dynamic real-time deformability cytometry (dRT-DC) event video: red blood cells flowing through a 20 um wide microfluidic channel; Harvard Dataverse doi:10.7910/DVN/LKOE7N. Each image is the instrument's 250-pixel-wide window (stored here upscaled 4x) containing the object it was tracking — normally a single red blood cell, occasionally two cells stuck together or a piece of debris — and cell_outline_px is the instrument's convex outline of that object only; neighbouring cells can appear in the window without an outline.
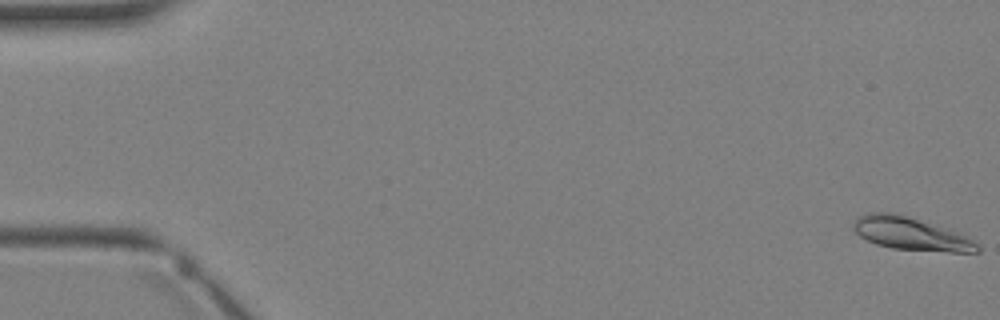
{"species": "Egyptian fruit bat (a non-hibernating species)", "species_latin": "Rousettus aegyptiacus", "temperature_condition": "warm", "stored_images_in_passage": 4, "camera_frame_rate_fps": 3000, "um_per_image_px": 0.085, "animal": {"sex": "female"}, "frame": {"image": 1, "passage_image": 1, "time_ms": 0.0, "image_size_px": [1000, 320], "cell_outline_px": [[980, 252], [948, 252], [892, 248], [876, 244], [860, 236], [852, 228], [852, 224], [860, 216], [868, 212], [892, 212], [956, 232], [980, 244]], "centroid_in_image_um": [77.4, 19.88], "position_along_channel_um": 7.6, "area_um2": 23.24}}